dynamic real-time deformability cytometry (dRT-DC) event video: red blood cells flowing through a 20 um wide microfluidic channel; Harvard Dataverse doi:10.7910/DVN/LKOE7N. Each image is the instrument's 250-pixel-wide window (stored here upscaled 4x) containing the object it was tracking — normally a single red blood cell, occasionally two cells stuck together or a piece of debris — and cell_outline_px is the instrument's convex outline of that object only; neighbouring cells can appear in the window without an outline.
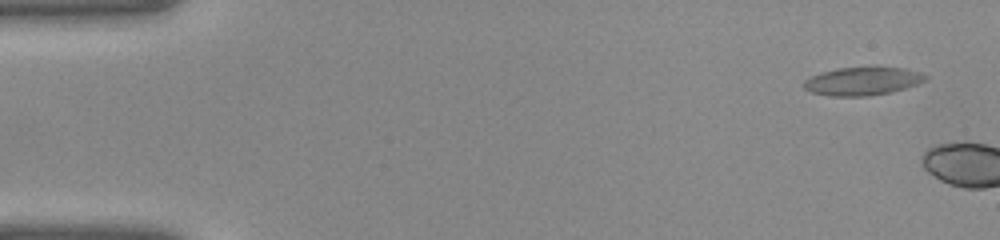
{"species": "common noctule bat (a hibernating species)", "species_latin": "Nyctalus noctula", "temperature_condition": "warm", "stored_images_in_passage": 4, "camera_frame_rate_fps": 3000, "um_per_image_px": 0.085, "animal": {"sex": "female", "body_mass_g": 22.0, "forearm_length_mm": 56.7}, "frame": {"image": 1, "passage_image": 2, "time_ms": 0.333, "image_size_px": [1000, 240], "cell_outline_px": [[928, 76], [924, 80], [916, 84], [892, 92], [868, 96], [832, 96], [812, 92], [804, 88], [804, 80], [812, 76], [836, 68], [868, 64], [876, 64], [904, 68], [920, 72]], "centroid_in_image_um": [73.35, 6.84], "position_along_channel_um": 11.7, "area_um2": 20.63}}